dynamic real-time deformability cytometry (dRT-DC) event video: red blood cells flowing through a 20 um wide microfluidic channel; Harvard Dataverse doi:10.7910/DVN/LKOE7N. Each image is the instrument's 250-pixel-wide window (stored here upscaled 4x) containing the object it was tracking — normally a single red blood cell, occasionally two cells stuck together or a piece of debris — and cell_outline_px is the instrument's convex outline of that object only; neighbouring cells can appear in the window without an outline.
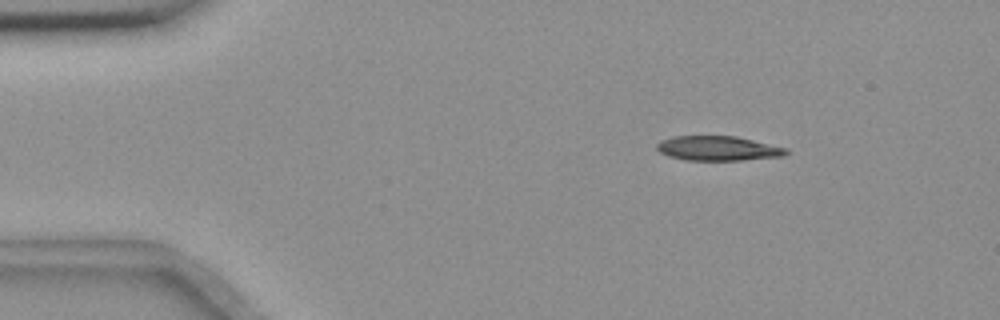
{"species": "common noctule bat (a hibernating species)", "species_latin": "Nyctalus noctula", "temperature_condition": "room temperature", "stored_images_in_passage": 7, "camera_frame_rate_fps": 3000, "um_per_image_px": 0.085, "animal": {"sex": "female", "body_mass_g": 18.4}, "frame": {"image": 1, "passage_image": 3, "time_ms": 2.333, "image_size_px": [1000, 320], "cell_outline_px": [[788, 152], [784, 156], [744, 160], [684, 160], [668, 156], [660, 152], [656, 148], [656, 144], [660, 140], [672, 136], [736, 136], [788, 148]], "centroid_in_image_um": [61.02, 12.61], "position_along_channel_um": 24.0, "area_um2": 18.67}}
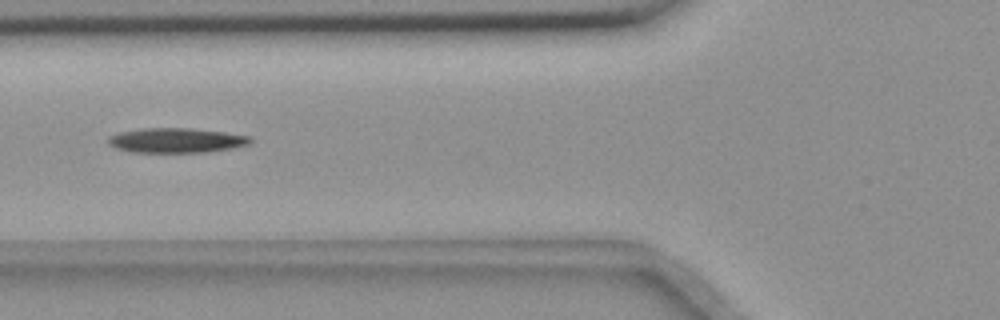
{"frame": {"image": 2, "passage_image": 7, "time_ms": 6.667, "image_size_px": [1000, 320], "cell_outline_px": [[252, 140], [248, 144], [232, 148], [208, 152], [136, 152], [116, 148], [108, 144], [108, 136], [120, 132], [144, 128], [188, 128], [224, 132], [248, 136]], "centroid_in_image_um": [14.96, 11.93], "position_along_channel_um": 110.8, "area_um2": 20.29}}